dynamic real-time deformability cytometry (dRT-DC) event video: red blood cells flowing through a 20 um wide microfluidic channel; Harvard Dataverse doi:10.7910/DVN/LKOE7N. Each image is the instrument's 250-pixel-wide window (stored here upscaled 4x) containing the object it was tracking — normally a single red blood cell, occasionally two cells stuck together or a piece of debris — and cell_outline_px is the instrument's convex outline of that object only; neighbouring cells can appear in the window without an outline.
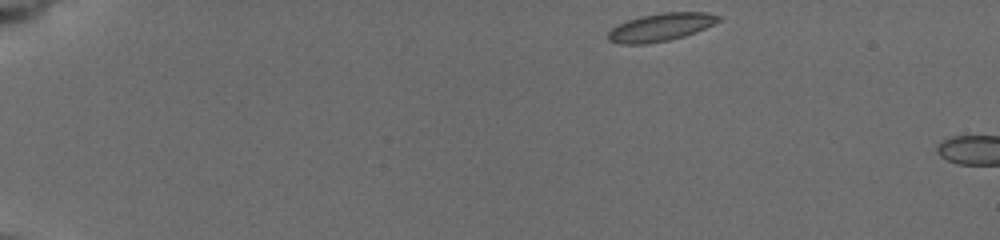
{"species": "common noctule bat (a hibernating species)", "species_latin": "Nyctalus noctula", "temperature_condition": "cold", "stored_images_in_passage": 4, "camera_frame_rate_fps": 3000, "um_per_image_px": 0.085, "animal": {"sex": "female", "body_mass_g": 19.5, "forearm_length_mm": 54.1}, "frame": {"image": 1, "passage_image": 1, "time_ms": 0.0, "image_size_px": [1000, 240], "cell_outline_px": [[720, 20], [696, 32], [684, 36], [668, 40], [648, 44], [620, 44], [608, 40], [608, 32], [612, 28], [628, 20], [640, 16], [664, 12], [708, 12], [720, 16]], "centroid_in_image_um": [56.15, 2.31], "position_along_channel_um": 28.8, "area_um2": 17.8}}